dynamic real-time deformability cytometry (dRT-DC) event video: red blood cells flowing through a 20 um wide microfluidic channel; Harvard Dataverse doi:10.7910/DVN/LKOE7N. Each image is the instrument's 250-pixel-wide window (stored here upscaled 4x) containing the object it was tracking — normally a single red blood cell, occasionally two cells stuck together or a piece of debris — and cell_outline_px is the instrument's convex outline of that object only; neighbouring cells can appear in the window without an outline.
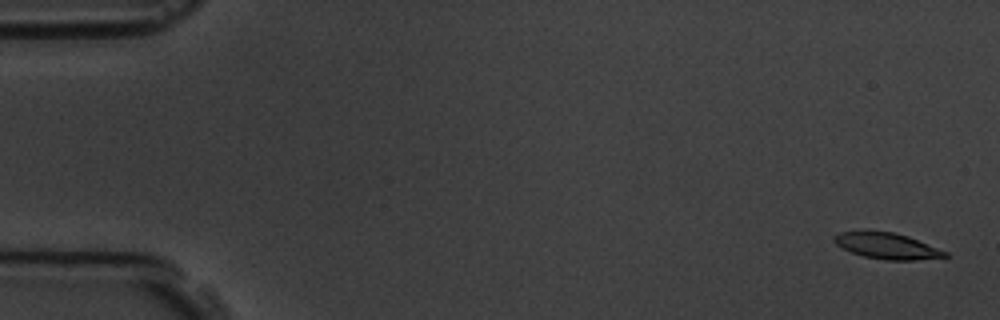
{"species": "common noctule bat (a hibernating species)", "species_latin": "Nyctalus noctula", "temperature_condition": "room temperature", "stored_images_in_passage": 6, "camera_frame_rate_fps": 3000, "um_per_image_px": 0.085, "animal": {"sex": "male", "body_mass_g": 19.5, "forearm_length_mm": 54.6}, "frame": {"image": 1, "passage_image": 1, "time_ms": 0.0, "image_size_px": [1000, 320], "cell_outline_px": [[948, 256], [916, 260], [888, 260], [864, 256], [852, 252], [836, 244], [832, 240], [832, 236], [840, 232], [864, 228], [892, 232], [908, 236], [948, 252]], "centroid_in_image_um": [75.32, 20.85], "position_along_channel_um": 9.7, "area_um2": 17.17}}
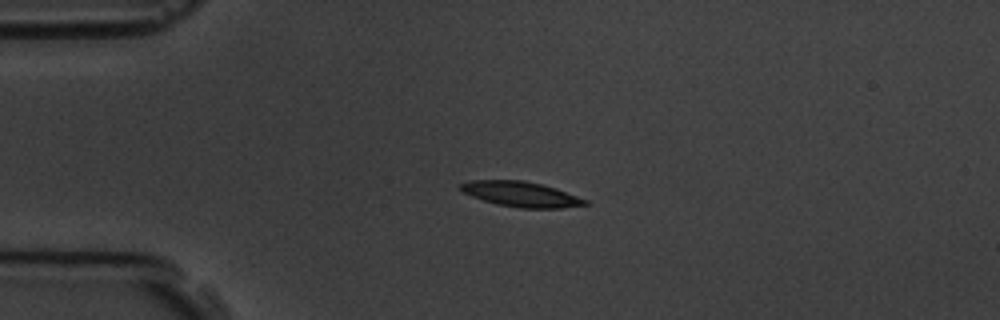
{"frame": {"image": 2, "passage_image": 4, "time_ms": 4.0, "image_size_px": [1000, 320], "cell_outline_px": [[588, 204], [560, 208], [520, 208], [496, 204], [472, 196], [464, 192], [460, 188], [460, 184], [468, 180], [524, 180], [556, 188], [588, 200]], "centroid_in_image_um": [44.28, 16.5], "position_along_channel_um": 40.7, "area_um2": 18.15}}
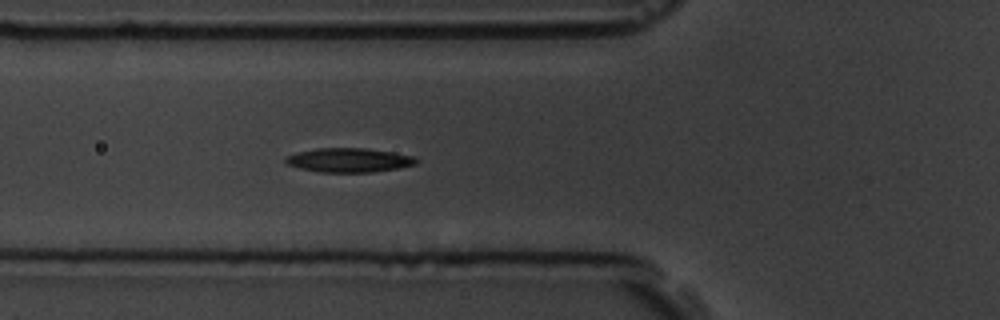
{"frame": {"image": 3, "passage_image": 6, "time_ms": 6.333, "image_size_px": [1000, 320], "cell_outline_px": [[420, 160], [416, 164], [400, 168], [372, 172], [320, 172], [300, 168], [288, 164], [284, 160], [284, 156], [316, 148], [368, 148], [416, 156]], "centroid_in_image_um": [29.72, 13.61], "position_along_channel_um": 96.1, "area_um2": 18.5}}